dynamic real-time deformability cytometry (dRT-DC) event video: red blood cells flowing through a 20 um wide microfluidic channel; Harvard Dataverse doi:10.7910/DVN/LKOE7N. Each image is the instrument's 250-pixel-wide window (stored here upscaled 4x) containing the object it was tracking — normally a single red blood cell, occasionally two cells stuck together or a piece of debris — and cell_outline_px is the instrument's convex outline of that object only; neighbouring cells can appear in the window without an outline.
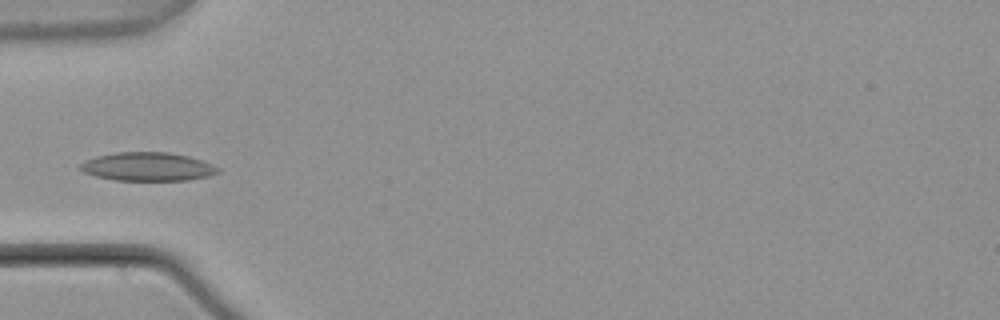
{"species": "common noctule bat (a hibernating species)", "species_latin": "Nyctalus noctula", "temperature_condition": "warm", "stored_images_in_passage": 4, "camera_frame_rate_fps": 3000, "um_per_image_px": 0.085, "animal": {"sex": "male", "body_mass_g": 21.5, "forearm_length_mm": 52.0}, "frame": {"image": 1, "passage_image": 4, "time_ms": 1.0, "image_size_px": [1000, 320], "cell_outline_px": [[220, 172], [208, 176], [188, 180], [112, 180], [96, 176], [84, 172], [76, 168], [84, 160], [96, 156], [116, 152], [168, 152], [188, 156], [212, 164], [220, 168]], "centroid_in_image_um": [12.51, 14.16], "position_along_channel_um": 72.5, "area_um2": 23.0}}